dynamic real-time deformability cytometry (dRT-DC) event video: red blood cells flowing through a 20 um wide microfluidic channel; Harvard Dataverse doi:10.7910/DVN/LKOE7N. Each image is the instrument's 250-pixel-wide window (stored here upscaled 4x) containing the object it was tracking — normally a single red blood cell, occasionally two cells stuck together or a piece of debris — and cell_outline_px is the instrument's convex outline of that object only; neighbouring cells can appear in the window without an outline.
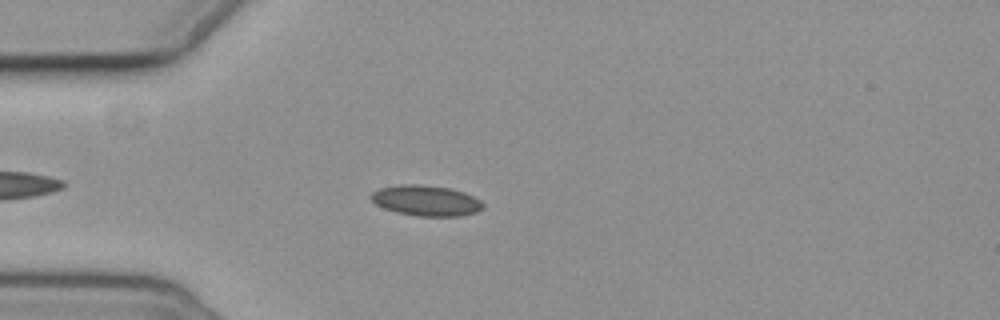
{"species": "common noctule bat (a hibernating species)", "species_latin": "Nyctalus noctula", "temperature_condition": "cold", "stored_images_in_passage": 5, "camera_frame_rate_fps": 3000, "um_per_image_px": 0.085, "animal": {"sex": "female", "body_mass_g": 19.3, "forearm_length_mm": 54.1}, "frame": {"image": 1, "passage_image": 4, "time_ms": 3.667, "image_size_px": [1000, 320], "cell_outline_px": [[484, 208], [476, 212], [460, 216], [416, 216], [396, 212], [384, 208], [376, 204], [368, 196], [372, 192], [380, 188], [400, 184], [420, 184], [448, 188], [464, 192], [480, 200], [484, 204]], "centroid_in_image_um": [36.2, 17.05], "position_along_channel_um": 48.8, "area_um2": 20.0}}